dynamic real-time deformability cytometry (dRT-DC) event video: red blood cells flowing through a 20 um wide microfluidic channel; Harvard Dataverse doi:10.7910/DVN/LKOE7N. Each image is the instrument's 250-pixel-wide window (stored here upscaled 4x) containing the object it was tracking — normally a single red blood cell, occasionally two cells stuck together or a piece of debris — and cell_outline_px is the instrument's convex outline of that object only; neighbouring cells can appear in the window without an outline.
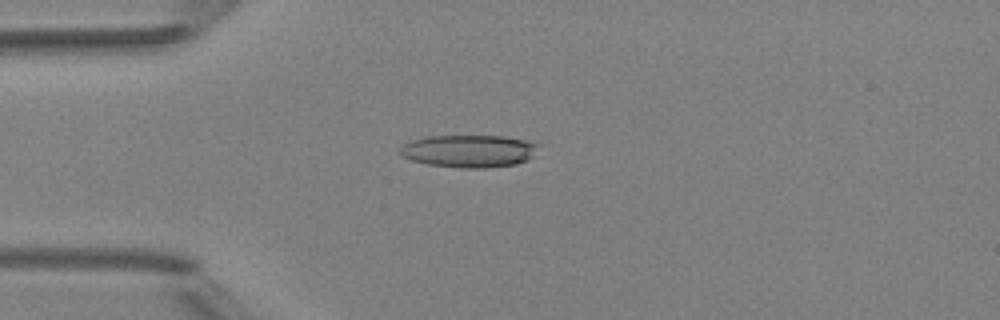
{"species": "Egyptian fruit bat (a non-hibernating species)", "species_latin": "Rousettus aegyptiacus", "temperature_condition": "room temperature", "stored_images_in_passage": 4, "camera_frame_rate_fps": 3000, "um_per_image_px": 0.085, "animal": {"sex": "female"}, "frame": {"image": 1, "passage_image": 3, "time_ms": 3.333, "image_size_px": [1000, 320], "cell_outline_px": [[544, 144], [528, 160], [516, 164], [484, 168], [464, 168], [428, 164], [412, 160], [400, 156], [400, 148], [404, 144], [412, 140], [428, 136], [504, 136], [528, 140]], "centroid_in_image_um": [39.93, 12.83], "position_along_channel_um": 45.1, "area_um2": 26.47}}